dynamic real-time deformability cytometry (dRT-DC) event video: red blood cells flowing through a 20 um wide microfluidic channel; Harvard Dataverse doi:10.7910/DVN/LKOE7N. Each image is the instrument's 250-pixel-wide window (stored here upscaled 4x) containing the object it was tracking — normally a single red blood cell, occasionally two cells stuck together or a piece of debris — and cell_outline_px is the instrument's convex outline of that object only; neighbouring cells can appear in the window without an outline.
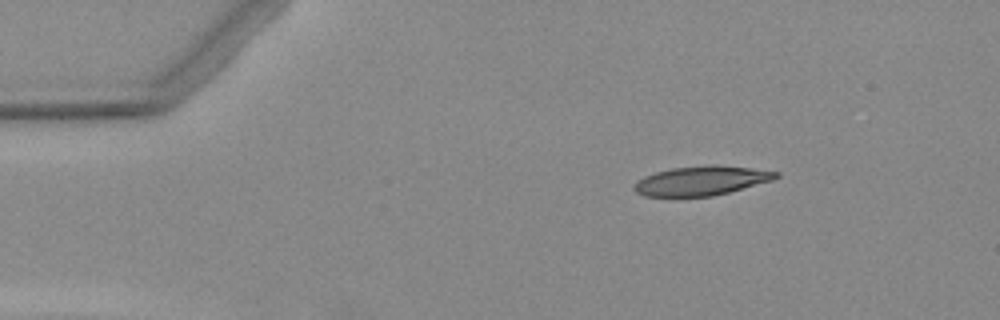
{"species": "Egyptian fruit bat (a non-hibernating species)", "species_latin": "Rousettus aegyptiacus", "temperature_condition": "warm", "stored_images_in_passage": 5, "camera_frame_rate_fps": 3000, "um_per_image_px": 0.085, "animal": {"sex": "female"}, "frame": {"image": 1, "passage_image": 2, "time_ms": 2.0, "image_size_px": [1000, 320], "cell_outline_px": [[780, 176], [772, 180], [728, 192], [712, 196], [644, 196], [636, 192], [632, 188], [644, 176], [656, 172], [672, 168], [748, 168], [780, 172]], "centroid_in_image_um": [59.58, 15.41], "position_along_channel_um": 25.4, "area_um2": 22.77}}
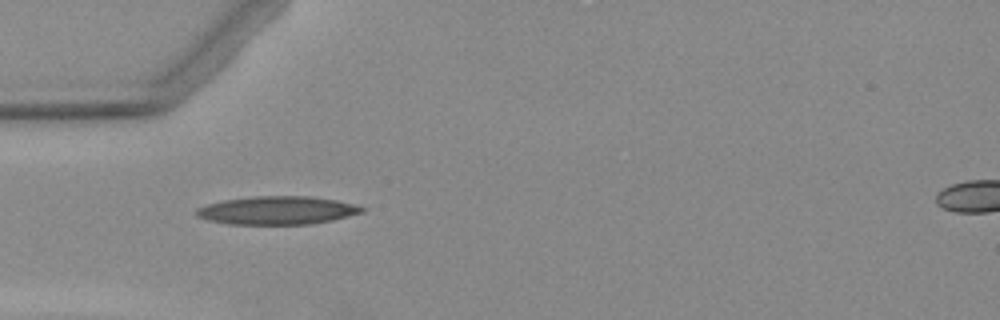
{"frame": {"image": 2, "passage_image": 4, "time_ms": 4.667, "image_size_px": [1000, 320], "cell_outline_px": [[364, 212], [332, 220], [312, 224], [228, 224], [208, 220], [196, 216], [196, 208], [208, 204], [224, 200], [252, 196], [312, 196], [336, 200], [352, 204], [364, 208]], "centroid_in_image_um": [23.54, 17.88], "position_along_channel_um": 61.5, "area_um2": 27.17}}
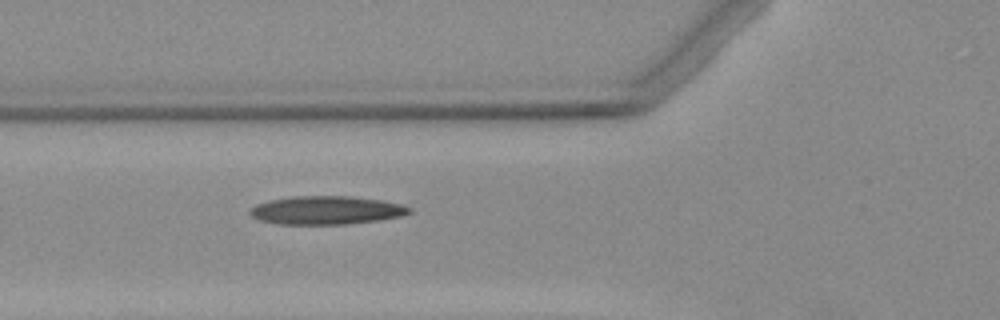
{"frame": {"image": 3, "passage_image": 5, "time_ms": 5.667, "image_size_px": [1000, 320], "cell_outline_px": [[412, 212], [404, 216], [348, 224], [276, 224], [260, 220], [252, 216], [252, 208], [256, 204], [268, 200], [292, 196], [352, 196], [384, 200], [400, 204], [412, 208]], "centroid_in_image_um": [27.78, 17.86], "position_along_channel_um": 98.0, "area_um2": 26.41}}